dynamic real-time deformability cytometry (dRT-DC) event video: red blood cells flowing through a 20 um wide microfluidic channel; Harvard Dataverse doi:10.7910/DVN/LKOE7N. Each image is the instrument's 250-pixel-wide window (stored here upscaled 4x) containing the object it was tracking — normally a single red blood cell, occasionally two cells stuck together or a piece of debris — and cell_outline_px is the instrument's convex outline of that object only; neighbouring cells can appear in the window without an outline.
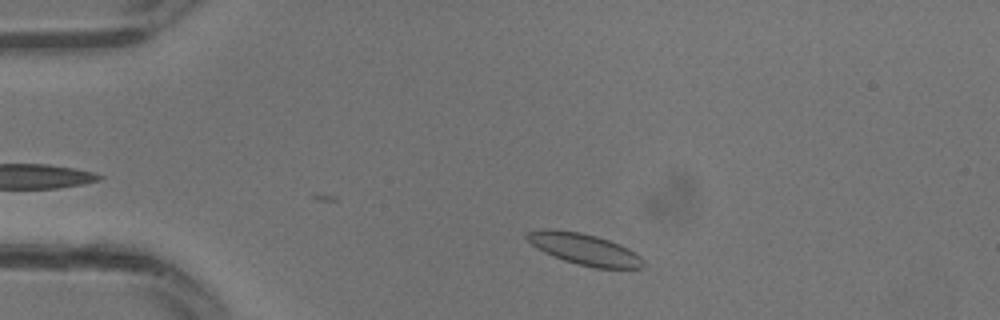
{"species": "common noctule bat (a hibernating species)", "species_latin": "Nyctalus noctula", "temperature_condition": "warm", "stored_images_in_passage": 27, "camera_frame_rate_fps": 3000, "um_per_image_px": 0.085, "animal": {"sex": "male", "body_mass_g": 13.3}, "frame": {"image": 1, "passage_image": 3, "time_ms": 0.667, "image_size_px": [1000, 320], "cell_outline_px": [[644, 268], [596, 268], [576, 264], [552, 256], [536, 248], [524, 236], [528, 232], [544, 228], [548, 228], [580, 232], [596, 236], [620, 244], [628, 248], [640, 256], [644, 260]], "centroid_in_image_um": [49.66, 21.18], "position_along_channel_um": 35.3, "area_um2": 21.27}}
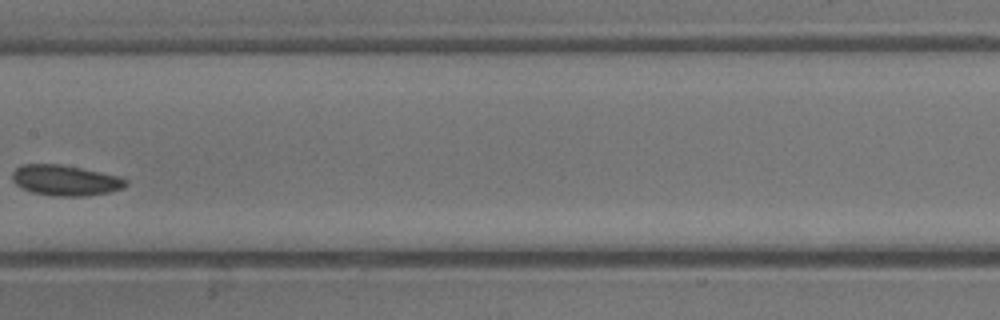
{"frame": {"image": 2, "passage_image": 13, "time_ms": 4.0, "image_size_px": [1000, 320], "cell_outline_px": [[128, 184], [124, 188], [108, 192], [84, 196], [56, 196], [32, 192], [16, 184], [12, 180], [12, 172], [20, 164], [60, 164], [120, 176], [128, 180]], "centroid_in_image_um": [5.57, 15.32], "position_along_channel_um": 201.8, "area_um2": 20.17}}
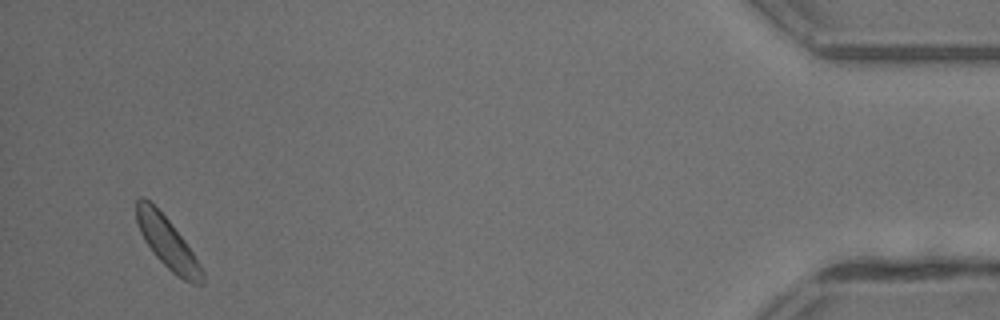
{"frame": {"image": 3, "passage_image": 27, "time_ms": 8.667, "image_size_px": [1000, 320], "cell_outline_px": [[204, 280], [200, 284], [192, 284], [176, 276], [152, 252], [144, 240], [140, 232], [136, 220], [136, 200], [140, 196], [144, 196], [168, 220], [184, 240], [200, 264], [204, 272]], "centroid_in_image_um": [14.22, 20.65], "position_along_channel_um": 421.0, "area_um2": 19.36}}